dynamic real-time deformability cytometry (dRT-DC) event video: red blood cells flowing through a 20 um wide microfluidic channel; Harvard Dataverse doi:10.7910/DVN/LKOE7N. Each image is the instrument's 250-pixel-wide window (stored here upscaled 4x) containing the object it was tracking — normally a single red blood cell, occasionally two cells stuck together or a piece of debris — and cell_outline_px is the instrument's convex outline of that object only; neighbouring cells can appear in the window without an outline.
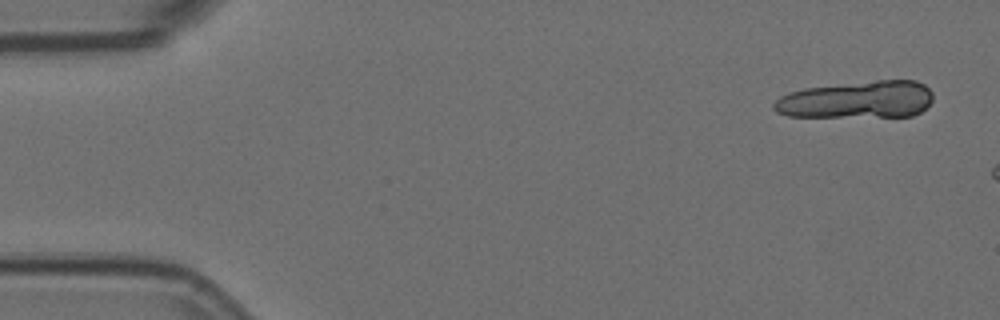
{"species": "Egyptian fruit bat (a non-hibernating species)", "species_latin": "Rousettus aegyptiacus", "temperature_condition": "room temperature", "stored_images_in_passage": 8, "segment_of_instrument_passage": [1, 3], "camera_frame_rate_fps": 3000, "um_per_image_px": 0.085, "animal": {"sex": "female"}, "frame": {"image": 1, "passage_image": 1, "time_ms": 0.0, "image_size_px": [1000, 320], "cell_outline_px": [[932, 100], [920, 112], [912, 116], [788, 116], [776, 112], [772, 108], [772, 104], [780, 96], [788, 92], [804, 88], [876, 80], [916, 80], [924, 84], [932, 92]], "centroid_in_image_um": [72.83, 8.47], "position_along_channel_um": 12.2, "area_um2": 34.51}}